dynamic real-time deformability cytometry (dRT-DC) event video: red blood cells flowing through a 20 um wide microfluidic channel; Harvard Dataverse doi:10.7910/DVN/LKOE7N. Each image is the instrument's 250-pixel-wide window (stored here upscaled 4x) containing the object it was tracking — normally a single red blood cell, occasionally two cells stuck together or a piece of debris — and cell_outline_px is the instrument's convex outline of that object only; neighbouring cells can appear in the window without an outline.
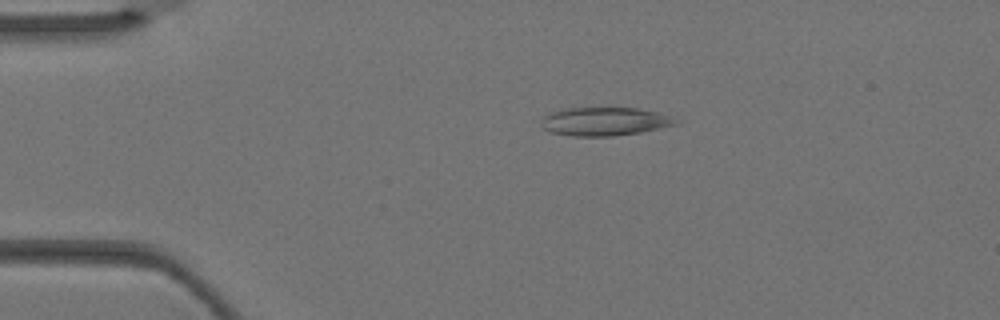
{"species": "Egyptian fruit bat (a non-hibernating species)", "species_latin": "Rousettus aegyptiacus", "temperature_condition": "warm", "stored_images_in_passage": 3, "camera_frame_rate_fps": 3000, "um_per_image_px": 0.085, "animal": {"sex": "female"}, "frame": {"image": 1, "passage_image": 2, "time_ms": 0.333, "image_size_px": [1000, 320], "cell_outline_px": [[676, 124], [640, 132], [612, 136], [572, 136], [548, 132], [540, 128], [540, 120], [548, 112], [564, 108], [636, 108], [656, 112], [668, 116]], "centroid_in_image_um": [51.21, 10.33], "position_along_channel_um": 33.8, "area_um2": 22.14}}